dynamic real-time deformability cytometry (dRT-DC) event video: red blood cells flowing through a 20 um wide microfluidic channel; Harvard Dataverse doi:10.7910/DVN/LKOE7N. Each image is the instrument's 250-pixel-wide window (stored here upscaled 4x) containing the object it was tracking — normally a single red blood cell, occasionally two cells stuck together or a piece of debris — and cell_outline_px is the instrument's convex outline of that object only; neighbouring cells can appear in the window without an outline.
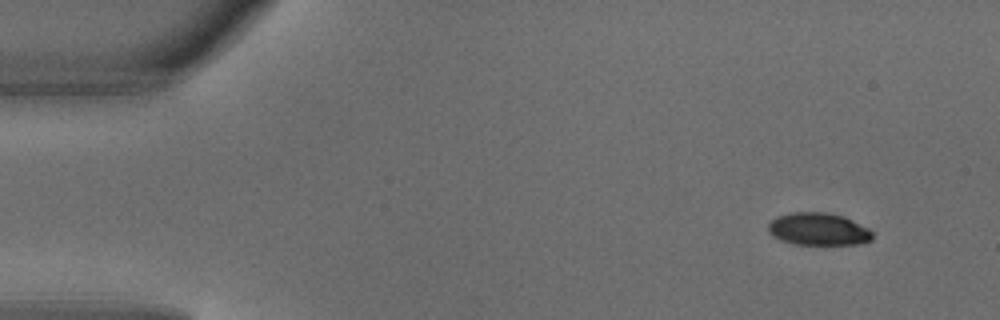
{"species": "common noctule bat (a hibernating species)", "species_latin": "Nyctalus noctula", "temperature_condition": "warm", "stored_images_in_passage": 3, "camera_frame_rate_fps": 3000, "um_per_image_px": 0.085, "animal": {"sex": "male", "body_mass_g": 18.8}, "frame": {"image": 1, "passage_image": 1, "time_ms": 0.0, "image_size_px": [1000, 320], "cell_outline_px": [[872, 240], [860, 244], [796, 244], [780, 240], [772, 236], [768, 232], [768, 224], [776, 216], [792, 212], [828, 212], [844, 216], [868, 228], [872, 232]], "centroid_in_image_um": [69.55, 19.47], "position_along_channel_um": 15.5, "area_um2": 19.83}}